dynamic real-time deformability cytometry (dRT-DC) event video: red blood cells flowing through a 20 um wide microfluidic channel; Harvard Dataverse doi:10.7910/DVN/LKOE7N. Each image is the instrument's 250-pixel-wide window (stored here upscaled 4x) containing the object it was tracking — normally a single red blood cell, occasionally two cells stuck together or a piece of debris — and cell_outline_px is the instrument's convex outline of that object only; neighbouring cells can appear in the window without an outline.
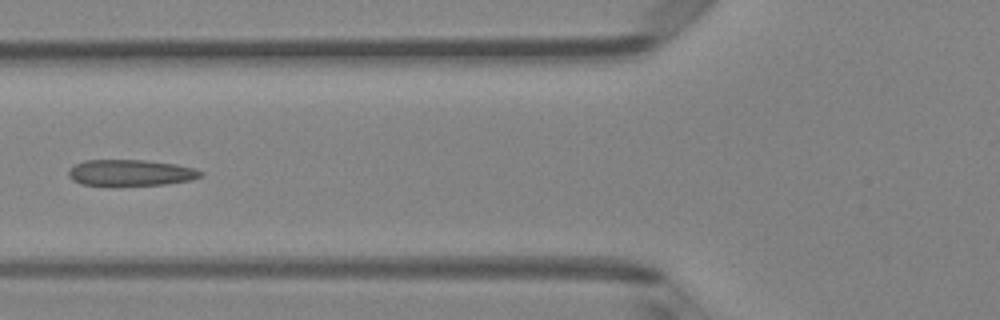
{"species": "Egyptian fruit bat (a non-hibernating species)", "species_latin": "Rousettus aegyptiacus", "temperature_condition": "room temperature", "stored_images_in_passage": 6, "camera_frame_rate_fps": 3000, "um_per_image_px": 0.085, "animal": {"sex": "female"}, "frame": {"image": 1, "passage_image": 5, "time_ms": 4.667, "image_size_px": [1000, 320], "cell_outline_px": [[204, 176], [192, 180], [168, 184], [80, 184], [72, 180], [68, 176], [68, 172], [76, 164], [84, 160], [144, 160], [176, 164], [196, 168], [204, 172]], "centroid_in_image_um": [11.18, 14.66], "position_along_channel_um": 114.6, "area_um2": 19.94}}
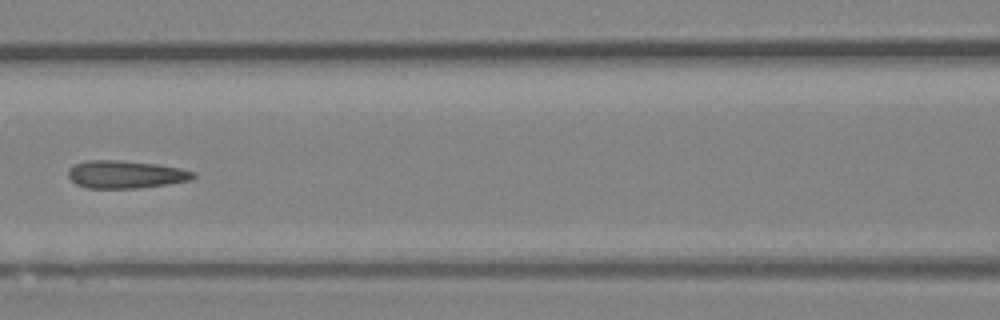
{"frame": {"image": 2, "passage_image": 6, "time_ms": 5.667, "image_size_px": [1000, 320], "cell_outline_px": [[196, 176], [192, 180], [168, 184], [140, 188], [88, 188], [76, 184], [68, 176], [68, 168], [76, 164], [88, 160], [116, 160], [156, 164], [180, 168], [196, 172]], "centroid_in_image_um": [10.7, 14.83], "position_along_channel_um": 155.9, "area_um2": 20.23}}